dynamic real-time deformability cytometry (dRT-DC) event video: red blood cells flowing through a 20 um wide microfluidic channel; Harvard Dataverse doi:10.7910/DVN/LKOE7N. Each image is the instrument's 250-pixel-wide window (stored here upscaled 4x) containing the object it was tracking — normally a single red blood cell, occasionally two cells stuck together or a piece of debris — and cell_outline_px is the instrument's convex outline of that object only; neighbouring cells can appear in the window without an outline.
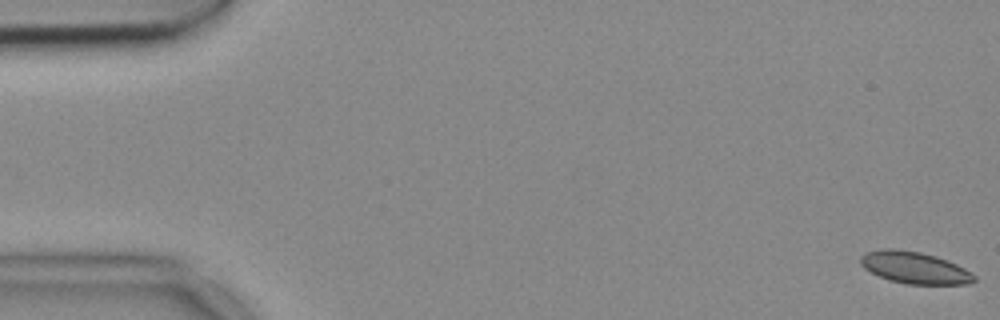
{"species": "common noctule bat (a hibernating species)", "species_latin": "Nyctalus noctula", "temperature_condition": "cold", "stored_images_in_passage": 54, "camera_frame_rate_fps": 3000, "um_per_image_px": 0.085, "animal": {"sex": "female", "body_mass_g": 18.4}, "frame": {"image": 1, "passage_image": 1, "time_ms": 0.0, "image_size_px": [1000, 320], "cell_outline_px": [[976, 280], [972, 284], [908, 284], [888, 280], [864, 268], [860, 264], [860, 256], [868, 252], [880, 248], [892, 248], [920, 252], [936, 256], [948, 260], [964, 268], [976, 276]], "centroid_in_image_um": [77.75, 22.75], "position_along_channel_um": 7.2, "area_um2": 21.15}}
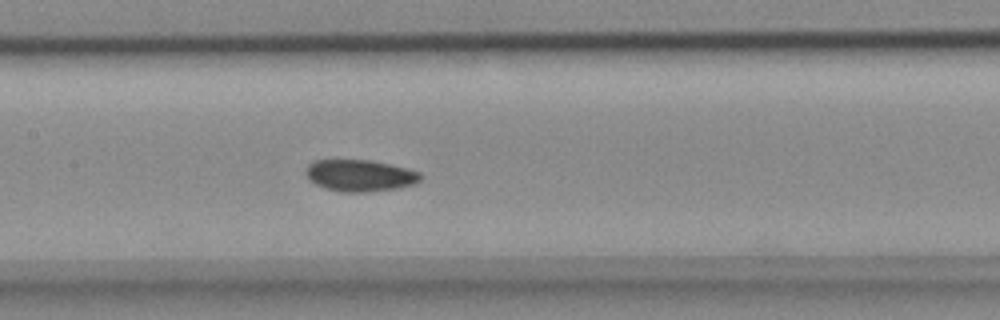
{"frame": {"image": 2, "passage_image": 26, "time_ms": 8.333, "image_size_px": [1000, 320], "cell_outline_px": [[424, 176], [416, 184], [396, 188], [368, 192], [340, 192], [324, 188], [308, 180], [304, 172], [308, 164], [312, 160], [372, 160], [408, 168], [420, 172]], "centroid_in_image_um": [30.59, 14.92], "position_along_channel_um": 176.8, "area_um2": 21.56}}
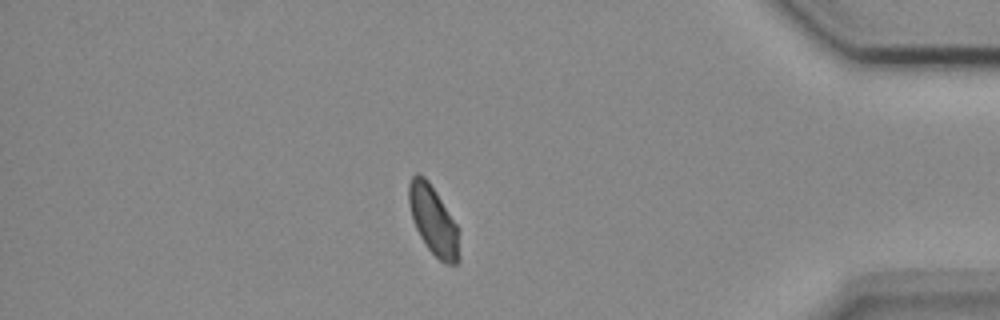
{"frame": {"image": 3, "passage_image": 47, "time_ms": 15.333, "image_size_px": [1000, 320], "cell_outline_px": [[460, 260], [456, 264], [444, 264], [428, 248], [420, 236], [412, 220], [408, 204], [408, 184], [412, 176], [416, 172], [424, 176], [428, 180], [436, 192], [456, 224], [460, 256]], "centroid_in_image_um": [36.81, 18.72], "position_along_channel_um": 398.4, "area_um2": 20.17}}